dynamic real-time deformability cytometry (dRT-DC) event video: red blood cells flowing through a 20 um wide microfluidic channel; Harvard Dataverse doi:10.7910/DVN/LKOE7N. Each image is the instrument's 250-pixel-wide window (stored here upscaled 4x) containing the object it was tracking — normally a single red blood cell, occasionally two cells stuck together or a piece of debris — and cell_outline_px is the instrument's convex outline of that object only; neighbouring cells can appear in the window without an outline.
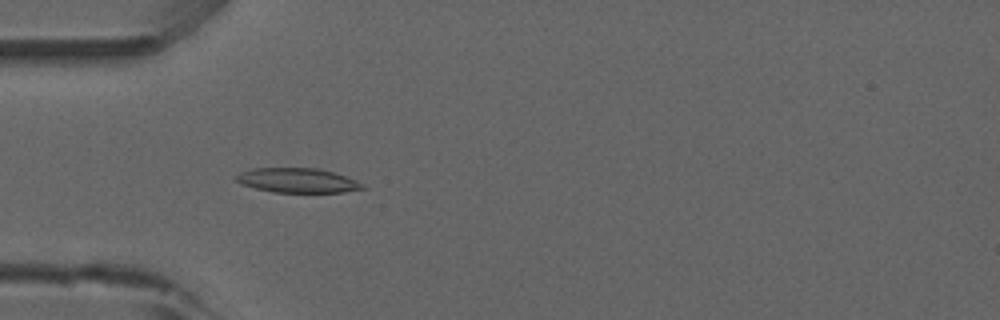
{"species": "common noctule bat (a hibernating species)", "species_latin": "Nyctalus noctula", "temperature_condition": "room temperature", "stored_images_in_passage": 8, "camera_frame_rate_fps": 3000, "um_per_image_px": 0.085, "animal": {"sex": "male", "forearm_length_mm": 52.5}, "frame": {"image": 1, "passage_image": 4, "time_ms": 4.667, "image_size_px": [1000, 320], "cell_outline_px": [[368, 188], [344, 192], [272, 192], [240, 184], [236, 180], [236, 176], [240, 172], [252, 168], [320, 168], [356, 180], [364, 184]], "centroid_in_image_um": [25.3, 15.33], "position_along_channel_um": 59.7, "area_um2": 18.09}}
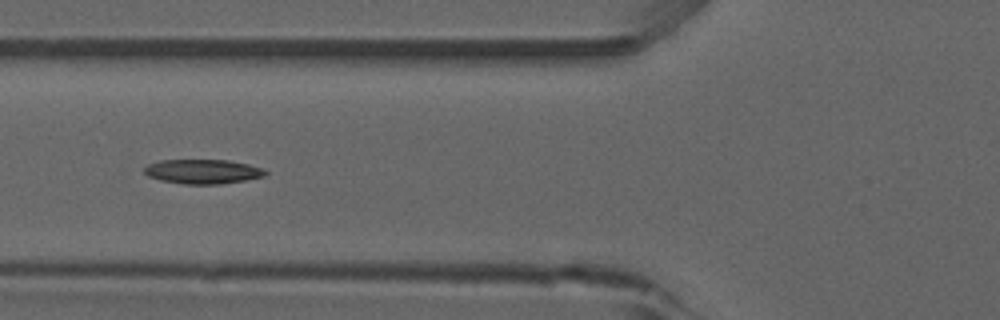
{"frame": {"image": 2, "passage_image": 5, "time_ms": 6.0, "image_size_px": [1000, 320], "cell_outline_px": [[268, 172], [264, 176], [244, 180], [220, 184], [184, 184], [160, 180], [148, 176], [144, 172], [144, 168], [148, 164], [160, 160], [228, 160], [248, 164], [264, 168]], "centroid_in_image_um": [17.24, 14.58], "position_along_channel_um": 108.6, "area_um2": 17.22}}
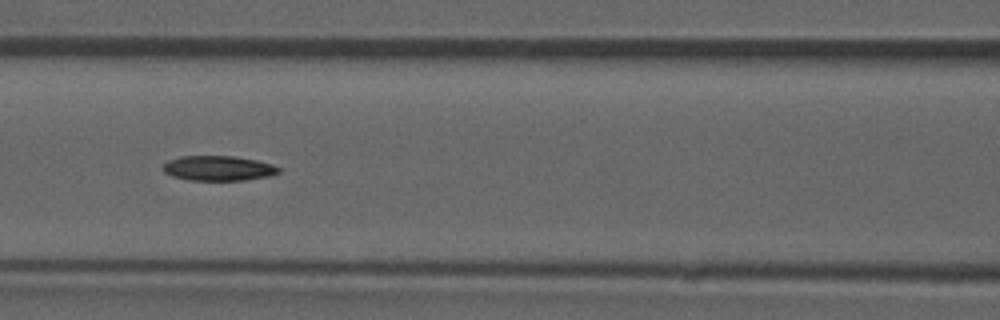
{"frame": {"image": 3, "passage_image": 6, "time_ms": 7.0, "image_size_px": [1000, 320], "cell_outline_px": [[280, 172], [268, 176], [244, 180], [188, 180], [172, 176], [164, 172], [164, 164], [168, 160], [180, 156], [232, 156], [256, 160], [272, 164], [280, 168]], "centroid_in_image_um": [18.55, 14.3], "position_along_channel_um": 148.1, "area_um2": 16.7}}